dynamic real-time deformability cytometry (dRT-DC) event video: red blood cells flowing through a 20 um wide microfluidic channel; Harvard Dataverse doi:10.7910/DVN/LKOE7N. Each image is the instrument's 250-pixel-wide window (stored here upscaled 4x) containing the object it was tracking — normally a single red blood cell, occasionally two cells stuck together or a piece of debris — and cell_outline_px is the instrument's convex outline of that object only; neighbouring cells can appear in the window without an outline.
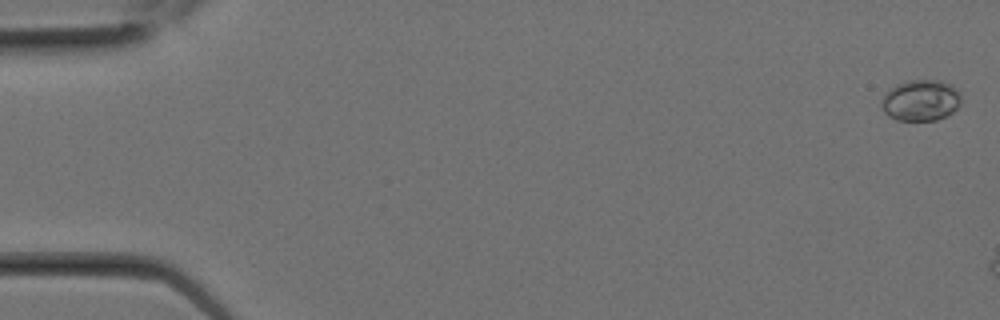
{"species": "Egyptian fruit bat (a non-hibernating species)", "species_latin": "Rousettus aegyptiacus", "temperature_condition": "room temperature", "stored_images_in_passage": 2, "segment_of_instrument_passage": [2, 2], "camera_frame_rate_fps": 3000, "um_per_image_px": 0.085, "animal": {"sex": "female"}, "frame": {"image": 1, "passage_image": 2, "time_ms": 0.333, "image_size_px": [1000, 320], "cell_outline_px": [[960, 104], [952, 112], [936, 120], [896, 120], [888, 116], [884, 112], [880, 104], [884, 92], [896, 84], [908, 80], [940, 80], [952, 84], [960, 92]], "centroid_in_image_um": [78.24, 8.51], "position_along_channel_um": 6.8, "area_um2": 19.31}}